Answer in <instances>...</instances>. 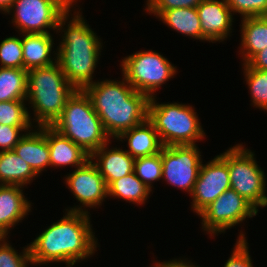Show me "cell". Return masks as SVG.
Returning <instances> with one entry per match:
<instances>
[{"instance_id": "obj_1", "label": "cell", "mask_w": 267, "mask_h": 267, "mask_svg": "<svg viewBox=\"0 0 267 267\" xmlns=\"http://www.w3.org/2000/svg\"><path fill=\"white\" fill-rule=\"evenodd\" d=\"M90 222L89 213L65 212V216L28 244L31 263L36 266L64 262L73 266L91 257L96 251L98 239Z\"/></svg>"}, {"instance_id": "obj_2", "label": "cell", "mask_w": 267, "mask_h": 267, "mask_svg": "<svg viewBox=\"0 0 267 267\" xmlns=\"http://www.w3.org/2000/svg\"><path fill=\"white\" fill-rule=\"evenodd\" d=\"M89 96L107 135L113 139L148 119L150 98L122 81H94L83 89Z\"/></svg>"}, {"instance_id": "obj_3", "label": "cell", "mask_w": 267, "mask_h": 267, "mask_svg": "<svg viewBox=\"0 0 267 267\" xmlns=\"http://www.w3.org/2000/svg\"><path fill=\"white\" fill-rule=\"evenodd\" d=\"M70 9L71 7L58 21L57 32L59 30L64 34L62 41L57 46L56 52H58L54 54L56 62L69 83L75 89L83 90L94 82L93 74L98 65L99 55H101L102 43L87 24L80 10L77 12L75 10L74 16L69 18V13L72 11ZM68 18L72 20L69 21Z\"/></svg>"}, {"instance_id": "obj_4", "label": "cell", "mask_w": 267, "mask_h": 267, "mask_svg": "<svg viewBox=\"0 0 267 267\" xmlns=\"http://www.w3.org/2000/svg\"><path fill=\"white\" fill-rule=\"evenodd\" d=\"M75 90L57 62L28 70L26 101L33 107L35 127L52 126Z\"/></svg>"}, {"instance_id": "obj_5", "label": "cell", "mask_w": 267, "mask_h": 267, "mask_svg": "<svg viewBox=\"0 0 267 267\" xmlns=\"http://www.w3.org/2000/svg\"><path fill=\"white\" fill-rule=\"evenodd\" d=\"M52 127L89 155L103 145L111 144L110 137L84 90L76 89L67 99L62 114Z\"/></svg>"}, {"instance_id": "obj_6", "label": "cell", "mask_w": 267, "mask_h": 267, "mask_svg": "<svg viewBox=\"0 0 267 267\" xmlns=\"http://www.w3.org/2000/svg\"><path fill=\"white\" fill-rule=\"evenodd\" d=\"M155 96L148 104V120L154 125L163 146L195 145L205 132L192 105L157 103Z\"/></svg>"}, {"instance_id": "obj_7", "label": "cell", "mask_w": 267, "mask_h": 267, "mask_svg": "<svg viewBox=\"0 0 267 267\" xmlns=\"http://www.w3.org/2000/svg\"><path fill=\"white\" fill-rule=\"evenodd\" d=\"M219 156L228 164L230 187L257 210L266 207V175L257 164L255 154L237 144Z\"/></svg>"}, {"instance_id": "obj_8", "label": "cell", "mask_w": 267, "mask_h": 267, "mask_svg": "<svg viewBox=\"0 0 267 267\" xmlns=\"http://www.w3.org/2000/svg\"><path fill=\"white\" fill-rule=\"evenodd\" d=\"M122 76L137 91L154 97L157 88L176 74V68L163 55L154 51H137L121 61Z\"/></svg>"}, {"instance_id": "obj_9", "label": "cell", "mask_w": 267, "mask_h": 267, "mask_svg": "<svg viewBox=\"0 0 267 267\" xmlns=\"http://www.w3.org/2000/svg\"><path fill=\"white\" fill-rule=\"evenodd\" d=\"M78 0H15L7 11L13 14L12 23L20 34L57 32L60 17ZM15 9V10H14ZM13 10V11H12ZM48 28V29H46Z\"/></svg>"}, {"instance_id": "obj_10", "label": "cell", "mask_w": 267, "mask_h": 267, "mask_svg": "<svg viewBox=\"0 0 267 267\" xmlns=\"http://www.w3.org/2000/svg\"><path fill=\"white\" fill-rule=\"evenodd\" d=\"M258 211L244 197L230 188L205 208L199 217L202 219V229L211 236L216 234L218 236V233H225L226 229L242 223L246 218L256 216Z\"/></svg>"}, {"instance_id": "obj_11", "label": "cell", "mask_w": 267, "mask_h": 267, "mask_svg": "<svg viewBox=\"0 0 267 267\" xmlns=\"http://www.w3.org/2000/svg\"><path fill=\"white\" fill-rule=\"evenodd\" d=\"M195 145H172L162 148V179L169 185L193 192L202 159Z\"/></svg>"}, {"instance_id": "obj_12", "label": "cell", "mask_w": 267, "mask_h": 267, "mask_svg": "<svg viewBox=\"0 0 267 267\" xmlns=\"http://www.w3.org/2000/svg\"><path fill=\"white\" fill-rule=\"evenodd\" d=\"M65 181L76 200L82 204L66 209L68 212L90 213L85 209L100 206L108 197V187L96 165L88 159L82 166L75 168L65 177ZM84 207V209H82Z\"/></svg>"}, {"instance_id": "obj_13", "label": "cell", "mask_w": 267, "mask_h": 267, "mask_svg": "<svg viewBox=\"0 0 267 267\" xmlns=\"http://www.w3.org/2000/svg\"><path fill=\"white\" fill-rule=\"evenodd\" d=\"M228 164L217 155L206 164H201L195 182L192 209L198 215L227 189H230Z\"/></svg>"}, {"instance_id": "obj_14", "label": "cell", "mask_w": 267, "mask_h": 267, "mask_svg": "<svg viewBox=\"0 0 267 267\" xmlns=\"http://www.w3.org/2000/svg\"><path fill=\"white\" fill-rule=\"evenodd\" d=\"M196 8L203 41L222 42L230 36L234 19L226 0H203Z\"/></svg>"}, {"instance_id": "obj_15", "label": "cell", "mask_w": 267, "mask_h": 267, "mask_svg": "<svg viewBox=\"0 0 267 267\" xmlns=\"http://www.w3.org/2000/svg\"><path fill=\"white\" fill-rule=\"evenodd\" d=\"M23 188L20 185H0V237H7L10 228L31 211L32 205L25 198Z\"/></svg>"}, {"instance_id": "obj_16", "label": "cell", "mask_w": 267, "mask_h": 267, "mask_svg": "<svg viewBox=\"0 0 267 267\" xmlns=\"http://www.w3.org/2000/svg\"><path fill=\"white\" fill-rule=\"evenodd\" d=\"M37 130L30 129L29 132L24 133L13 150L39 175L50 166V153L47 126H40Z\"/></svg>"}, {"instance_id": "obj_17", "label": "cell", "mask_w": 267, "mask_h": 267, "mask_svg": "<svg viewBox=\"0 0 267 267\" xmlns=\"http://www.w3.org/2000/svg\"><path fill=\"white\" fill-rule=\"evenodd\" d=\"M107 145L105 144L94 151L90 155V159L96 165L108 186L112 181L134 172L135 159L126 150L117 147L109 149Z\"/></svg>"}, {"instance_id": "obj_18", "label": "cell", "mask_w": 267, "mask_h": 267, "mask_svg": "<svg viewBox=\"0 0 267 267\" xmlns=\"http://www.w3.org/2000/svg\"><path fill=\"white\" fill-rule=\"evenodd\" d=\"M47 141L50 153V167L82 166L90 155L68 137L63 136L52 126H47Z\"/></svg>"}, {"instance_id": "obj_19", "label": "cell", "mask_w": 267, "mask_h": 267, "mask_svg": "<svg viewBox=\"0 0 267 267\" xmlns=\"http://www.w3.org/2000/svg\"><path fill=\"white\" fill-rule=\"evenodd\" d=\"M119 141L128 140V150L134 159L147 157L161 152L164 147L154 125L147 119L144 123L123 132Z\"/></svg>"}, {"instance_id": "obj_20", "label": "cell", "mask_w": 267, "mask_h": 267, "mask_svg": "<svg viewBox=\"0 0 267 267\" xmlns=\"http://www.w3.org/2000/svg\"><path fill=\"white\" fill-rule=\"evenodd\" d=\"M23 63L25 70L46 67L56 62L51 57L54 40L50 33L22 34ZM53 58V59H52ZM54 60V61H53Z\"/></svg>"}, {"instance_id": "obj_21", "label": "cell", "mask_w": 267, "mask_h": 267, "mask_svg": "<svg viewBox=\"0 0 267 267\" xmlns=\"http://www.w3.org/2000/svg\"><path fill=\"white\" fill-rule=\"evenodd\" d=\"M241 47L243 64L267 47V16L242 18Z\"/></svg>"}, {"instance_id": "obj_22", "label": "cell", "mask_w": 267, "mask_h": 267, "mask_svg": "<svg viewBox=\"0 0 267 267\" xmlns=\"http://www.w3.org/2000/svg\"><path fill=\"white\" fill-rule=\"evenodd\" d=\"M37 176L29 164L14 150L0 151V185H25L26 187Z\"/></svg>"}, {"instance_id": "obj_23", "label": "cell", "mask_w": 267, "mask_h": 267, "mask_svg": "<svg viewBox=\"0 0 267 267\" xmlns=\"http://www.w3.org/2000/svg\"><path fill=\"white\" fill-rule=\"evenodd\" d=\"M157 18L173 30L202 41V28L197 8H173L162 11Z\"/></svg>"}, {"instance_id": "obj_24", "label": "cell", "mask_w": 267, "mask_h": 267, "mask_svg": "<svg viewBox=\"0 0 267 267\" xmlns=\"http://www.w3.org/2000/svg\"><path fill=\"white\" fill-rule=\"evenodd\" d=\"M108 197L120 198L132 204L142 205L152 191L132 172L108 186Z\"/></svg>"}, {"instance_id": "obj_25", "label": "cell", "mask_w": 267, "mask_h": 267, "mask_svg": "<svg viewBox=\"0 0 267 267\" xmlns=\"http://www.w3.org/2000/svg\"><path fill=\"white\" fill-rule=\"evenodd\" d=\"M27 75L24 68L0 67V102L27 100Z\"/></svg>"}, {"instance_id": "obj_26", "label": "cell", "mask_w": 267, "mask_h": 267, "mask_svg": "<svg viewBox=\"0 0 267 267\" xmlns=\"http://www.w3.org/2000/svg\"><path fill=\"white\" fill-rule=\"evenodd\" d=\"M242 66L254 107L267 111V70H256L246 64Z\"/></svg>"}, {"instance_id": "obj_27", "label": "cell", "mask_w": 267, "mask_h": 267, "mask_svg": "<svg viewBox=\"0 0 267 267\" xmlns=\"http://www.w3.org/2000/svg\"><path fill=\"white\" fill-rule=\"evenodd\" d=\"M26 100L0 102V124L11 126H33Z\"/></svg>"}, {"instance_id": "obj_28", "label": "cell", "mask_w": 267, "mask_h": 267, "mask_svg": "<svg viewBox=\"0 0 267 267\" xmlns=\"http://www.w3.org/2000/svg\"><path fill=\"white\" fill-rule=\"evenodd\" d=\"M134 172L152 191V182L159 181L162 178V149L161 152L155 155L136 158Z\"/></svg>"}, {"instance_id": "obj_29", "label": "cell", "mask_w": 267, "mask_h": 267, "mask_svg": "<svg viewBox=\"0 0 267 267\" xmlns=\"http://www.w3.org/2000/svg\"><path fill=\"white\" fill-rule=\"evenodd\" d=\"M0 67L24 68L22 39L10 36L0 43Z\"/></svg>"}, {"instance_id": "obj_30", "label": "cell", "mask_w": 267, "mask_h": 267, "mask_svg": "<svg viewBox=\"0 0 267 267\" xmlns=\"http://www.w3.org/2000/svg\"><path fill=\"white\" fill-rule=\"evenodd\" d=\"M7 239V237H0V267H28L29 264L32 265L29 245L23 247V252L18 254Z\"/></svg>"}, {"instance_id": "obj_31", "label": "cell", "mask_w": 267, "mask_h": 267, "mask_svg": "<svg viewBox=\"0 0 267 267\" xmlns=\"http://www.w3.org/2000/svg\"><path fill=\"white\" fill-rule=\"evenodd\" d=\"M231 12L242 18L267 16V0H226Z\"/></svg>"}, {"instance_id": "obj_32", "label": "cell", "mask_w": 267, "mask_h": 267, "mask_svg": "<svg viewBox=\"0 0 267 267\" xmlns=\"http://www.w3.org/2000/svg\"><path fill=\"white\" fill-rule=\"evenodd\" d=\"M245 234L241 231L233 252L224 267H253Z\"/></svg>"}, {"instance_id": "obj_33", "label": "cell", "mask_w": 267, "mask_h": 267, "mask_svg": "<svg viewBox=\"0 0 267 267\" xmlns=\"http://www.w3.org/2000/svg\"><path fill=\"white\" fill-rule=\"evenodd\" d=\"M203 0H147L145 10L156 17L164 10L196 8Z\"/></svg>"}, {"instance_id": "obj_34", "label": "cell", "mask_w": 267, "mask_h": 267, "mask_svg": "<svg viewBox=\"0 0 267 267\" xmlns=\"http://www.w3.org/2000/svg\"><path fill=\"white\" fill-rule=\"evenodd\" d=\"M29 128L31 129L33 127L0 124V151L13 150L19 140L24 136L22 132L30 131Z\"/></svg>"}, {"instance_id": "obj_35", "label": "cell", "mask_w": 267, "mask_h": 267, "mask_svg": "<svg viewBox=\"0 0 267 267\" xmlns=\"http://www.w3.org/2000/svg\"><path fill=\"white\" fill-rule=\"evenodd\" d=\"M246 65L256 70H267V47L256 53Z\"/></svg>"}, {"instance_id": "obj_36", "label": "cell", "mask_w": 267, "mask_h": 267, "mask_svg": "<svg viewBox=\"0 0 267 267\" xmlns=\"http://www.w3.org/2000/svg\"><path fill=\"white\" fill-rule=\"evenodd\" d=\"M156 265V266H155ZM151 267H200L196 266L195 263L193 264L191 261H187L186 259L179 260V259H171L169 261H163V262H155L153 266Z\"/></svg>"}, {"instance_id": "obj_37", "label": "cell", "mask_w": 267, "mask_h": 267, "mask_svg": "<svg viewBox=\"0 0 267 267\" xmlns=\"http://www.w3.org/2000/svg\"><path fill=\"white\" fill-rule=\"evenodd\" d=\"M15 0H0V11H3L5 14L11 8Z\"/></svg>"}]
</instances>
